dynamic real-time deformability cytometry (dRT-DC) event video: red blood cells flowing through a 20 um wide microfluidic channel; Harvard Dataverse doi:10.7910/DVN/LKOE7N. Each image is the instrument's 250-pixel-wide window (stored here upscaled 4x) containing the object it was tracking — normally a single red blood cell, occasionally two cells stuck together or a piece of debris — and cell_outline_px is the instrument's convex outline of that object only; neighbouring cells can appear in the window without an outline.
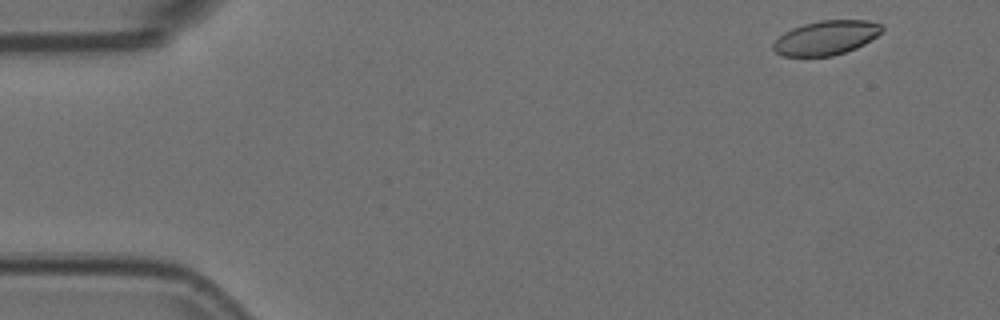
{"species": "Egyptian fruit bat (a non-hibernating species)", "species_latin": "Rousettus aegyptiacus", "temperature_condition": "room temperature", "stored_images_in_passage": 5, "camera_frame_rate_fps": 3000, "um_per_image_px": 0.085, "animal": {"sex": "female"}, "frame": {"image": 1, "passage_image": 1, "time_ms": 0.0, "image_size_px": [1000, 320], "cell_outline_px": [[884, 28], [876, 36], [864, 44], [856, 48], [832, 56], [784, 56], [776, 52], [772, 48], [772, 44], [784, 32], [792, 28], [804, 24], [820, 20], [868, 20], [884, 24]], "centroid_in_image_um": [70.23, 3.2], "position_along_channel_um": 14.8, "area_um2": 21.68}}
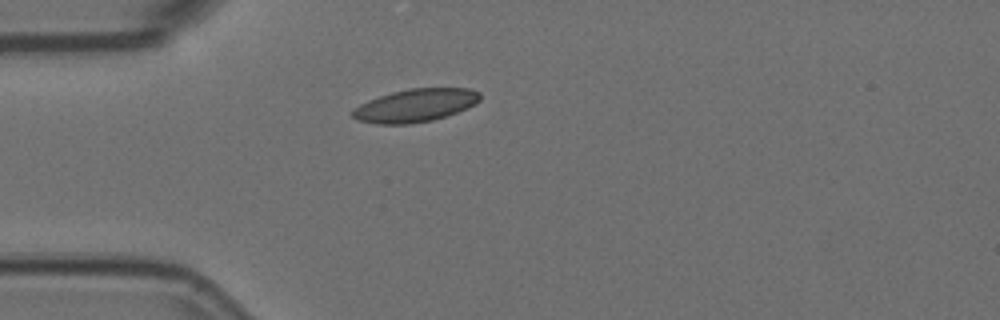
{"frame": {"image": 2, "passage_image": 4, "time_ms": 1.0, "image_size_px": [1000, 320], "cell_outline_px": [[480, 100], [456, 112], [432, 120], [408, 124], [380, 124], [360, 120], [352, 116], [352, 108], [368, 100], [392, 92], [408, 88], [468, 88], [480, 92]], "centroid_in_image_um": [35.27, 8.95], "position_along_channel_um": 49.7, "area_um2": 24.16}}